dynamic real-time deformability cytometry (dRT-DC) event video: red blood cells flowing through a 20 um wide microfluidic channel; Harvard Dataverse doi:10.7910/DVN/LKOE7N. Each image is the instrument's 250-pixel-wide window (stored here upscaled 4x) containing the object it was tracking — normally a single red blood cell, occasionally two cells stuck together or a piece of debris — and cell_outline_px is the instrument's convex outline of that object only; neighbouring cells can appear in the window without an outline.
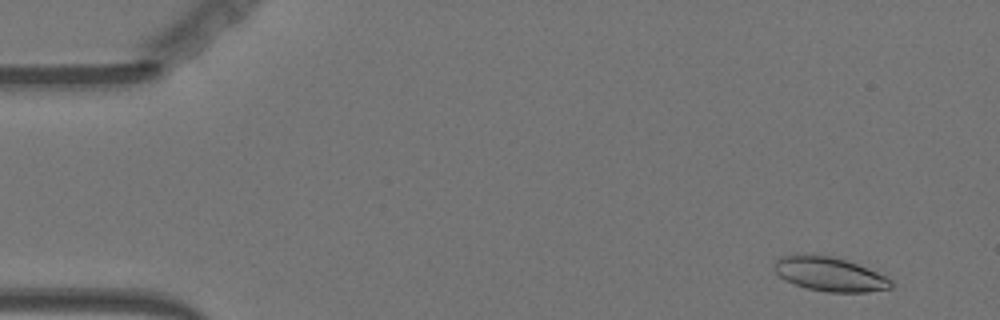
{"species": "Egyptian fruit bat (a non-hibernating species)", "species_latin": "Rousettus aegyptiacus", "temperature_condition": "warm", "stored_images_in_passage": 56, "camera_frame_rate_fps": 3000, "um_per_image_px": 0.085, "animal": {"sex": "female"}, "frame": {"image": 1, "passage_image": 4, "time_ms": 1.0, "image_size_px": [1000, 320], "cell_outline_px": [[892, 288], [868, 292], [828, 292], [808, 288], [784, 280], [772, 268], [776, 260], [780, 256], [832, 256], [868, 268], [892, 280]], "centroid_in_image_um": [70.53, 23.33], "position_along_channel_um": 14.5, "area_um2": 22.66}}
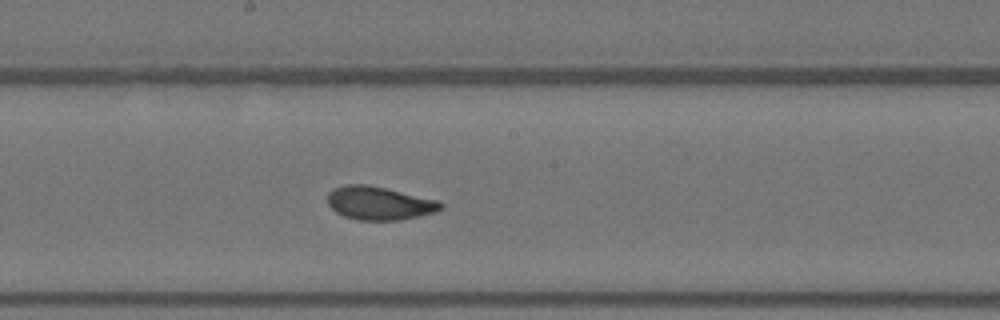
{"frame": {"image": 2, "passage_image": 30, "time_ms": 9.667, "image_size_px": [1000, 320], "cell_outline_px": [[444, 208], [436, 212], [420, 216], [400, 220], [356, 220], [344, 216], [336, 212], [328, 204], [328, 192], [332, 188], [344, 184], [368, 184], [440, 200], [444, 204]], "centroid_in_image_um": [32.26, 17.26], "position_along_channel_um": 215.9, "area_um2": 22.37}}
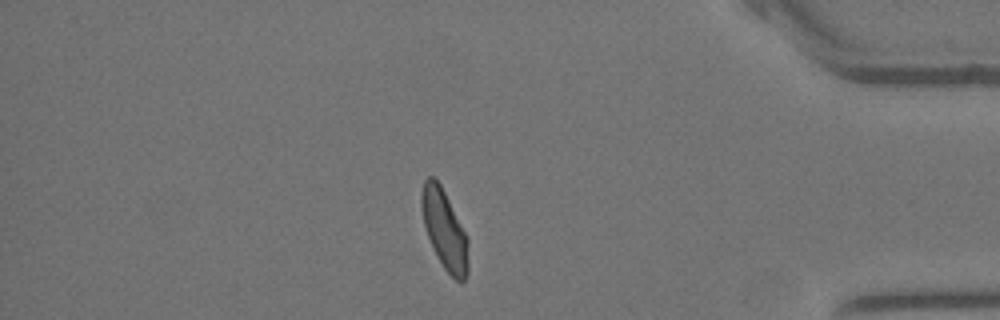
{"frame": {"image": 3, "passage_image": 48, "time_ms": 15.667, "image_size_px": [1000, 320], "cell_outline_px": [[468, 272], [464, 280], [456, 280], [444, 268], [428, 236], [424, 224], [420, 204], [420, 192], [424, 180], [428, 176], [432, 176], [440, 184], [468, 236]], "centroid_in_image_um": [37.78, 19.47], "position_along_channel_um": 397.4, "area_um2": 21.39}, "authors_computed_cell_mechanics": {"area_um2": 22.3108, "velocity_mm_per_s": 3.6092, "shape_relaxation_time_tau1_ms": 6.4775, "shape_relaxation_time_tau2_ms": 1.1243, "deformation_change_tau1": 0.1448, "deformation_change_tau2": 0.0648}}